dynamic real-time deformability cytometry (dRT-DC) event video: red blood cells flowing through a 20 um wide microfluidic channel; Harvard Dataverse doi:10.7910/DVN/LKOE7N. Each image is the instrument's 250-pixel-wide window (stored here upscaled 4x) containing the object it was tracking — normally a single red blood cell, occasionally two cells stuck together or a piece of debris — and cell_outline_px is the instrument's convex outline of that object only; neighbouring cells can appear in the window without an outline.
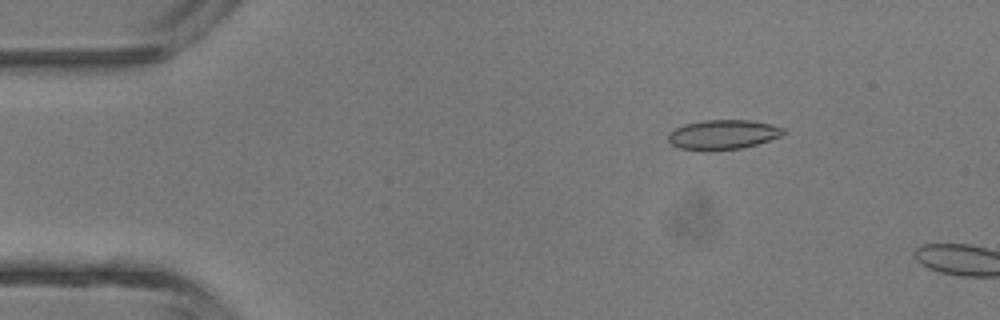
{"species": "common noctule bat (a hibernating species)", "species_latin": "Nyctalus noctula", "temperature_condition": "room temperature", "stored_images_in_passage": 3, "camera_frame_rate_fps": 3000, "um_per_image_px": 0.085, "animal": {"sex": "male", "body_mass_g": 13.3}, "frame": {"image": 1, "passage_image": 2, "time_ms": 1.333, "image_size_px": [1000, 320], "cell_outline_px": [[784, 132], [780, 136], [756, 144], [740, 148], [680, 148], [672, 144], [668, 140], [668, 136], [676, 128], [684, 124], [704, 120], [748, 120], [772, 124], [784, 128]], "centroid_in_image_um": [61.48, 11.39], "position_along_channel_um": 23.5, "area_um2": 18.96}}